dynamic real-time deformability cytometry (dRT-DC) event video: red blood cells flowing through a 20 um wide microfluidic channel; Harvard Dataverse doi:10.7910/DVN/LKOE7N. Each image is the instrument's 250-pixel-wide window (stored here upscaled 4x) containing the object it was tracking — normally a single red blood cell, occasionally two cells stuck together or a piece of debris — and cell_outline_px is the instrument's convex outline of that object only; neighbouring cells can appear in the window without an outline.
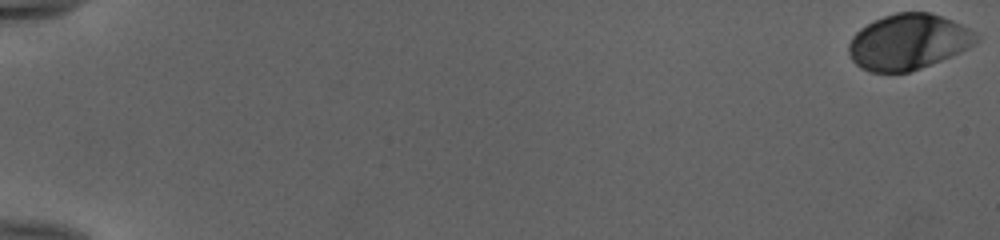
{"species": "human", "species_latin": "Homo sapiens", "temperature_condition": "cold", "stored_images_in_passage": 54, "camera_frame_rate_fps": 3000, "um_per_image_px": 0.085, "donor": {"sex": "female"}, "frame": {"image": 1, "passage_image": 1, "time_ms": 0.0, "image_size_px": [1000, 240], "cell_outline_px": [[980, 36], [972, 44], [940, 60], [920, 68], [908, 72], [868, 72], [860, 68], [852, 60], [848, 52], [848, 44], [852, 36], [860, 28], [884, 16], [896, 12], [928, 12], [952, 20], [968, 28]], "centroid_in_image_um": [77.13, 3.56], "position_along_channel_um": 7.9, "area_um2": 40.69}}
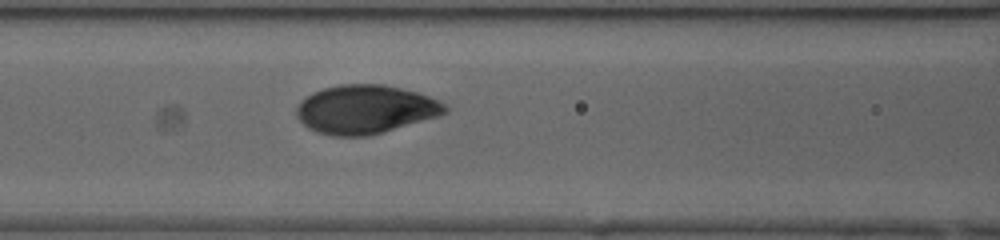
{"frame": {"image": 2, "passage_image": 26, "time_ms": 8.333, "image_size_px": [1000, 240], "cell_outline_px": [[448, 112], [440, 116], [384, 132], [368, 136], [332, 136], [316, 132], [308, 128], [296, 116], [296, 108], [300, 100], [312, 92], [324, 88], [340, 84], [384, 84], [416, 92], [440, 100], [448, 104]], "centroid_in_image_um": [31.07, 9.3], "position_along_channel_um": 135.5, "area_um2": 42.54}}
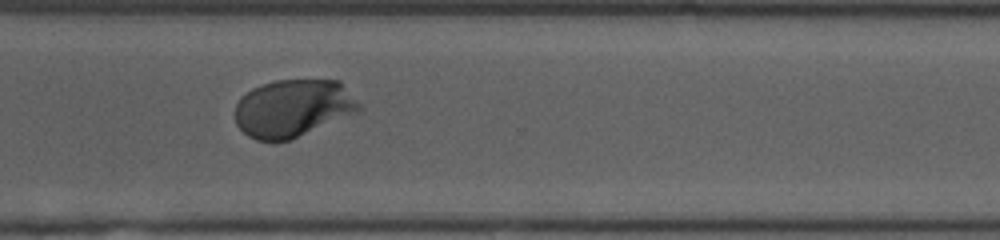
{"frame": {"image": 3, "passage_image": 42, "time_ms": 13.667, "image_size_px": [1000, 240], "cell_outline_px": [[364, 108], [356, 112], [292, 140], [256, 140], [248, 136], [236, 124], [236, 104], [240, 96], [252, 88], [276, 80], [340, 80]], "centroid_in_image_um": [24.91, 9.19], "position_along_channel_um": 345.7, "area_um2": 41.56}, "authors_computed_cell_mechanics": {"area_um2": 41.1536, "velocity_mm_per_s": 3.9605, "shape_relaxation_time_tau1_ms": 2.9346, "shape_relaxation_time_tau2_ms": null, "deformation_change_tau1": 0.1544, "deformation_change_tau2": null}}